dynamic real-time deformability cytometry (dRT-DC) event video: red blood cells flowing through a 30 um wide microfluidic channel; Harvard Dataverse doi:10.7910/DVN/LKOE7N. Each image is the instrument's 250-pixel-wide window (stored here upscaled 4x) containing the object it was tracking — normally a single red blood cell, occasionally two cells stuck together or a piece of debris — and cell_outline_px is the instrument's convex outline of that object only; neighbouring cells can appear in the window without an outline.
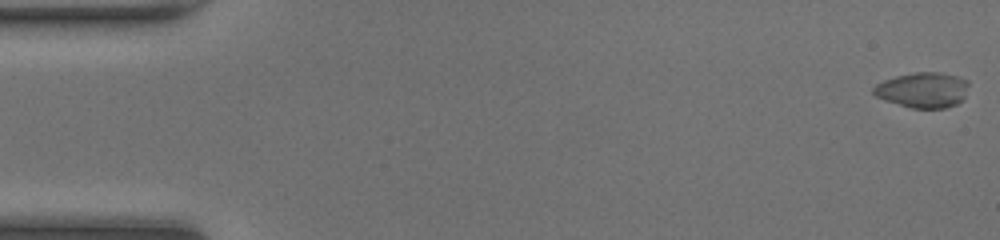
{"species": "common noctule bat (a hibernating species)", "species_latin": "Nyctalus noctula", "temperature_condition": "room temperature", "stored_images_in_passage": 49, "camera_frame_rate_fps": 3000, "um_per_image_px": 0.085, "animal": {"sex": "female", "body_mass_g": 20.0, "forearm_length_mm": 54.0}, "frame": {"image": 1, "passage_image": 1, "time_ms": 0.0, "image_size_px": [1000, 240], "cell_outline_px": [[968, 84], [964, 100], [956, 104], [944, 108], [912, 108], [884, 100], [876, 96], [872, 92], [872, 88], [876, 84], [884, 80], [896, 76], [912, 72], [940, 72], [956, 76], [968, 80]], "centroid_in_image_um": [78.44, 7.64], "position_along_channel_um": 6.6, "area_um2": 19.71}}
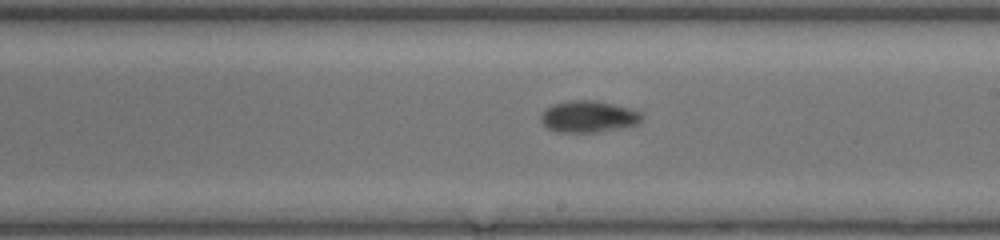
{"frame": {"image": 2, "passage_image": 28, "time_ms": 9.0, "image_size_px": [1000, 240], "cell_outline_px": [[640, 120], [636, 124], [624, 128], [596, 132], [556, 132], [548, 128], [540, 120], [540, 116], [552, 104], [568, 100], [596, 100], [632, 108], [640, 112]], "centroid_in_image_um": [50.01, 9.9], "position_along_channel_um": 239.0, "area_um2": 18.61}}
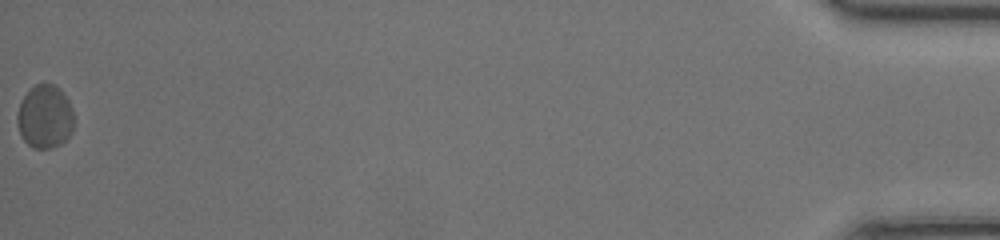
{"frame": {"image": 3, "passage_image": 49, "time_ms": 16.0, "image_size_px": [1000, 240], "cell_outline_px": [[72, 132], [60, 144], [52, 148], [32, 148], [20, 136], [16, 120], [16, 116], [20, 104], [24, 96], [36, 84], [44, 80], [52, 84], [68, 100], [72, 108]], "centroid_in_image_um": [3.78, 9.92], "position_along_channel_um": 431.4, "area_um2": 20.81}, "authors_computed_cell_mechanics": {"area_um2": 18.7272, "velocity_mm_per_s": 4.2732, "shape_relaxation_time_tau1_ms": 5.5942, "shape_relaxation_time_tau2_ms": 3.9112, "deformation_change_tau1": 0.1456, "deformation_change_tau2": 0.0634}}